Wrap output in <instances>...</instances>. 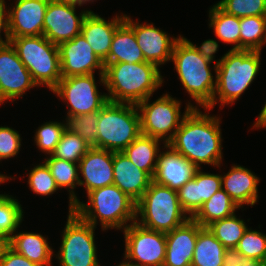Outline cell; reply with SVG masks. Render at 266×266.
I'll return each instance as SVG.
<instances>
[{
    "mask_svg": "<svg viewBox=\"0 0 266 266\" xmlns=\"http://www.w3.org/2000/svg\"><path fill=\"white\" fill-rule=\"evenodd\" d=\"M219 124L220 118L210 116L208 113L202 114L200 109L192 108L184 116L168 145L198 169L202 163L220 167L222 139Z\"/></svg>",
    "mask_w": 266,
    "mask_h": 266,
    "instance_id": "1",
    "label": "cell"
},
{
    "mask_svg": "<svg viewBox=\"0 0 266 266\" xmlns=\"http://www.w3.org/2000/svg\"><path fill=\"white\" fill-rule=\"evenodd\" d=\"M108 101L138 104L163 83L159 68L149 62L104 64Z\"/></svg>",
    "mask_w": 266,
    "mask_h": 266,
    "instance_id": "2",
    "label": "cell"
},
{
    "mask_svg": "<svg viewBox=\"0 0 266 266\" xmlns=\"http://www.w3.org/2000/svg\"><path fill=\"white\" fill-rule=\"evenodd\" d=\"M260 54L261 51L230 49L221 59L215 61L216 88L213 101L206 110L210 111L217 104V99L221 106L238 100L259 72Z\"/></svg>",
    "mask_w": 266,
    "mask_h": 266,
    "instance_id": "3",
    "label": "cell"
},
{
    "mask_svg": "<svg viewBox=\"0 0 266 266\" xmlns=\"http://www.w3.org/2000/svg\"><path fill=\"white\" fill-rule=\"evenodd\" d=\"M87 195L88 204L79 201L74 212L92 226L96 227L99 218L103 231L108 228L124 230L128 221H136V202L116 185L91 190Z\"/></svg>",
    "mask_w": 266,
    "mask_h": 266,
    "instance_id": "4",
    "label": "cell"
},
{
    "mask_svg": "<svg viewBox=\"0 0 266 266\" xmlns=\"http://www.w3.org/2000/svg\"><path fill=\"white\" fill-rule=\"evenodd\" d=\"M171 60L179 79L198 106L204 109L213 101L216 80L210 70V63L187 41L180 37L175 43Z\"/></svg>",
    "mask_w": 266,
    "mask_h": 266,
    "instance_id": "5",
    "label": "cell"
},
{
    "mask_svg": "<svg viewBox=\"0 0 266 266\" xmlns=\"http://www.w3.org/2000/svg\"><path fill=\"white\" fill-rule=\"evenodd\" d=\"M136 218L139 225L162 233H168L186 223L190 217L182 209L177 191L152 181L148 190L136 202Z\"/></svg>",
    "mask_w": 266,
    "mask_h": 266,
    "instance_id": "6",
    "label": "cell"
},
{
    "mask_svg": "<svg viewBox=\"0 0 266 266\" xmlns=\"http://www.w3.org/2000/svg\"><path fill=\"white\" fill-rule=\"evenodd\" d=\"M10 43L37 86L52 90L63 78L58 45L44 35L14 37Z\"/></svg>",
    "mask_w": 266,
    "mask_h": 266,
    "instance_id": "7",
    "label": "cell"
},
{
    "mask_svg": "<svg viewBox=\"0 0 266 266\" xmlns=\"http://www.w3.org/2000/svg\"><path fill=\"white\" fill-rule=\"evenodd\" d=\"M97 148L122 152L140 134L136 104L108 102L99 111Z\"/></svg>",
    "mask_w": 266,
    "mask_h": 266,
    "instance_id": "8",
    "label": "cell"
},
{
    "mask_svg": "<svg viewBox=\"0 0 266 266\" xmlns=\"http://www.w3.org/2000/svg\"><path fill=\"white\" fill-rule=\"evenodd\" d=\"M149 98L136 104L140 117L141 134L162 139L164 145L168 144L180 127L184 116L197 106L188 103L184 114L180 115L181 102L169 94H164L152 103Z\"/></svg>",
    "mask_w": 266,
    "mask_h": 266,
    "instance_id": "9",
    "label": "cell"
},
{
    "mask_svg": "<svg viewBox=\"0 0 266 266\" xmlns=\"http://www.w3.org/2000/svg\"><path fill=\"white\" fill-rule=\"evenodd\" d=\"M95 227L74 211L68 214L58 255L60 266H100L94 239Z\"/></svg>",
    "mask_w": 266,
    "mask_h": 266,
    "instance_id": "10",
    "label": "cell"
},
{
    "mask_svg": "<svg viewBox=\"0 0 266 266\" xmlns=\"http://www.w3.org/2000/svg\"><path fill=\"white\" fill-rule=\"evenodd\" d=\"M123 232L125 238L124 260L137 266H163L166 233L147 229L137 222L130 223Z\"/></svg>",
    "mask_w": 266,
    "mask_h": 266,
    "instance_id": "11",
    "label": "cell"
},
{
    "mask_svg": "<svg viewBox=\"0 0 266 266\" xmlns=\"http://www.w3.org/2000/svg\"><path fill=\"white\" fill-rule=\"evenodd\" d=\"M51 91L69 103L67 116L98 112L109 102L98 93L94 74L62 78Z\"/></svg>",
    "mask_w": 266,
    "mask_h": 266,
    "instance_id": "12",
    "label": "cell"
},
{
    "mask_svg": "<svg viewBox=\"0 0 266 266\" xmlns=\"http://www.w3.org/2000/svg\"><path fill=\"white\" fill-rule=\"evenodd\" d=\"M78 4V5H77ZM83 3L72 0H49L43 23V35L53 44L72 40L80 35L88 10L76 15L75 8Z\"/></svg>",
    "mask_w": 266,
    "mask_h": 266,
    "instance_id": "13",
    "label": "cell"
},
{
    "mask_svg": "<svg viewBox=\"0 0 266 266\" xmlns=\"http://www.w3.org/2000/svg\"><path fill=\"white\" fill-rule=\"evenodd\" d=\"M37 84L10 44L0 46V104L14 100Z\"/></svg>",
    "mask_w": 266,
    "mask_h": 266,
    "instance_id": "14",
    "label": "cell"
},
{
    "mask_svg": "<svg viewBox=\"0 0 266 266\" xmlns=\"http://www.w3.org/2000/svg\"><path fill=\"white\" fill-rule=\"evenodd\" d=\"M58 48L63 78L94 74L96 69H100V82L105 85L104 63L81 34L60 43Z\"/></svg>",
    "mask_w": 266,
    "mask_h": 266,
    "instance_id": "15",
    "label": "cell"
},
{
    "mask_svg": "<svg viewBox=\"0 0 266 266\" xmlns=\"http://www.w3.org/2000/svg\"><path fill=\"white\" fill-rule=\"evenodd\" d=\"M124 21L133 29L137 44L142 50L146 62L161 64L171 60L175 43L180 39L171 38L166 32L155 28L152 24H139L125 15Z\"/></svg>",
    "mask_w": 266,
    "mask_h": 266,
    "instance_id": "16",
    "label": "cell"
},
{
    "mask_svg": "<svg viewBox=\"0 0 266 266\" xmlns=\"http://www.w3.org/2000/svg\"><path fill=\"white\" fill-rule=\"evenodd\" d=\"M8 9L10 37L43 35V23L49 0H16Z\"/></svg>",
    "mask_w": 266,
    "mask_h": 266,
    "instance_id": "17",
    "label": "cell"
},
{
    "mask_svg": "<svg viewBox=\"0 0 266 266\" xmlns=\"http://www.w3.org/2000/svg\"><path fill=\"white\" fill-rule=\"evenodd\" d=\"M164 147L169 150L163 153L160 152L158 155L153 181L178 191L189 180L194 178L198 168L170 145L165 144Z\"/></svg>",
    "mask_w": 266,
    "mask_h": 266,
    "instance_id": "18",
    "label": "cell"
},
{
    "mask_svg": "<svg viewBox=\"0 0 266 266\" xmlns=\"http://www.w3.org/2000/svg\"><path fill=\"white\" fill-rule=\"evenodd\" d=\"M79 186H85L87 193L114 183L113 151L90 147L78 163Z\"/></svg>",
    "mask_w": 266,
    "mask_h": 266,
    "instance_id": "19",
    "label": "cell"
},
{
    "mask_svg": "<svg viewBox=\"0 0 266 266\" xmlns=\"http://www.w3.org/2000/svg\"><path fill=\"white\" fill-rule=\"evenodd\" d=\"M203 227L190 218L183 225L166 233L163 266H191L198 232Z\"/></svg>",
    "mask_w": 266,
    "mask_h": 266,
    "instance_id": "20",
    "label": "cell"
},
{
    "mask_svg": "<svg viewBox=\"0 0 266 266\" xmlns=\"http://www.w3.org/2000/svg\"><path fill=\"white\" fill-rule=\"evenodd\" d=\"M221 188V175L205 173L200 168L196 171L194 178L177 191V195L182 209L192 218L203 206V203Z\"/></svg>",
    "mask_w": 266,
    "mask_h": 266,
    "instance_id": "21",
    "label": "cell"
},
{
    "mask_svg": "<svg viewBox=\"0 0 266 266\" xmlns=\"http://www.w3.org/2000/svg\"><path fill=\"white\" fill-rule=\"evenodd\" d=\"M124 19L125 15L120 17L116 15L111 21H106L90 10L83 21L80 34L86 39L94 53L103 63L109 55L115 31Z\"/></svg>",
    "mask_w": 266,
    "mask_h": 266,
    "instance_id": "22",
    "label": "cell"
},
{
    "mask_svg": "<svg viewBox=\"0 0 266 266\" xmlns=\"http://www.w3.org/2000/svg\"><path fill=\"white\" fill-rule=\"evenodd\" d=\"M114 185L137 202L148 190L153 178L137 168L123 152H113Z\"/></svg>",
    "mask_w": 266,
    "mask_h": 266,
    "instance_id": "23",
    "label": "cell"
},
{
    "mask_svg": "<svg viewBox=\"0 0 266 266\" xmlns=\"http://www.w3.org/2000/svg\"><path fill=\"white\" fill-rule=\"evenodd\" d=\"M222 189L231 197L238 207L243 204L253 206L258 199L260 179L251 170L234 165L226 175H221Z\"/></svg>",
    "mask_w": 266,
    "mask_h": 266,
    "instance_id": "24",
    "label": "cell"
},
{
    "mask_svg": "<svg viewBox=\"0 0 266 266\" xmlns=\"http://www.w3.org/2000/svg\"><path fill=\"white\" fill-rule=\"evenodd\" d=\"M7 245L38 266H51L53 250L47 238L39 233L19 232L7 240Z\"/></svg>",
    "mask_w": 266,
    "mask_h": 266,
    "instance_id": "25",
    "label": "cell"
},
{
    "mask_svg": "<svg viewBox=\"0 0 266 266\" xmlns=\"http://www.w3.org/2000/svg\"><path fill=\"white\" fill-rule=\"evenodd\" d=\"M146 62L133 29L123 21L116 29L104 64Z\"/></svg>",
    "mask_w": 266,
    "mask_h": 266,
    "instance_id": "26",
    "label": "cell"
},
{
    "mask_svg": "<svg viewBox=\"0 0 266 266\" xmlns=\"http://www.w3.org/2000/svg\"><path fill=\"white\" fill-rule=\"evenodd\" d=\"M157 138L140 134L122 152L137 167L154 177L159 155Z\"/></svg>",
    "mask_w": 266,
    "mask_h": 266,
    "instance_id": "27",
    "label": "cell"
},
{
    "mask_svg": "<svg viewBox=\"0 0 266 266\" xmlns=\"http://www.w3.org/2000/svg\"><path fill=\"white\" fill-rule=\"evenodd\" d=\"M231 197L221 188L192 217L202 227H207L212 222L228 218L239 209Z\"/></svg>",
    "mask_w": 266,
    "mask_h": 266,
    "instance_id": "28",
    "label": "cell"
},
{
    "mask_svg": "<svg viewBox=\"0 0 266 266\" xmlns=\"http://www.w3.org/2000/svg\"><path fill=\"white\" fill-rule=\"evenodd\" d=\"M226 248L203 227L198 232L191 266H223Z\"/></svg>",
    "mask_w": 266,
    "mask_h": 266,
    "instance_id": "29",
    "label": "cell"
},
{
    "mask_svg": "<svg viewBox=\"0 0 266 266\" xmlns=\"http://www.w3.org/2000/svg\"><path fill=\"white\" fill-rule=\"evenodd\" d=\"M45 160L58 188L66 187L68 190L70 189L69 213L73 212L74 206L79 202V199L73 191L74 188H76V185H79V180L81 178L78 173V163L55 158L52 155L45 158Z\"/></svg>",
    "mask_w": 266,
    "mask_h": 266,
    "instance_id": "30",
    "label": "cell"
},
{
    "mask_svg": "<svg viewBox=\"0 0 266 266\" xmlns=\"http://www.w3.org/2000/svg\"><path fill=\"white\" fill-rule=\"evenodd\" d=\"M210 27L223 43L235 44L232 50H240V18L224 12L217 4L209 10Z\"/></svg>",
    "mask_w": 266,
    "mask_h": 266,
    "instance_id": "31",
    "label": "cell"
},
{
    "mask_svg": "<svg viewBox=\"0 0 266 266\" xmlns=\"http://www.w3.org/2000/svg\"><path fill=\"white\" fill-rule=\"evenodd\" d=\"M266 43V17L240 18V50L261 51Z\"/></svg>",
    "mask_w": 266,
    "mask_h": 266,
    "instance_id": "32",
    "label": "cell"
},
{
    "mask_svg": "<svg viewBox=\"0 0 266 266\" xmlns=\"http://www.w3.org/2000/svg\"><path fill=\"white\" fill-rule=\"evenodd\" d=\"M207 228L226 249H233L237 247L248 226L234 214L212 222Z\"/></svg>",
    "mask_w": 266,
    "mask_h": 266,
    "instance_id": "33",
    "label": "cell"
},
{
    "mask_svg": "<svg viewBox=\"0 0 266 266\" xmlns=\"http://www.w3.org/2000/svg\"><path fill=\"white\" fill-rule=\"evenodd\" d=\"M99 111L67 116L65 130L78 134L90 147H97Z\"/></svg>",
    "mask_w": 266,
    "mask_h": 266,
    "instance_id": "34",
    "label": "cell"
},
{
    "mask_svg": "<svg viewBox=\"0 0 266 266\" xmlns=\"http://www.w3.org/2000/svg\"><path fill=\"white\" fill-rule=\"evenodd\" d=\"M23 209L17 199L0 194V235L7 240L22 223Z\"/></svg>",
    "mask_w": 266,
    "mask_h": 266,
    "instance_id": "35",
    "label": "cell"
},
{
    "mask_svg": "<svg viewBox=\"0 0 266 266\" xmlns=\"http://www.w3.org/2000/svg\"><path fill=\"white\" fill-rule=\"evenodd\" d=\"M89 148L90 146L78 134L65 130L52 156L79 163Z\"/></svg>",
    "mask_w": 266,
    "mask_h": 266,
    "instance_id": "36",
    "label": "cell"
},
{
    "mask_svg": "<svg viewBox=\"0 0 266 266\" xmlns=\"http://www.w3.org/2000/svg\"><path fill=\"white\" fill-rule=\"evenodd\" d=\"M236 249L246 259L266 261V235L259 230L247 229Z\"/></svg>",
    "mask_w": 266,
    "mask_h": 266,
    "instance_id": "37",
    "label": "cell"
},
{
    "mask_svg": "<svg viewBox=\"0 0 266 266\" xmlns=\"http://www.w3.org/2000/svg\"><path fill=\"white\" fill-rule=\"evenodd\" d=\"M217 5L226 13L236 17H266V0H221Z\"/></svg>",
    "mask_w": 266,
    "mask_h": 266,
    "instance_id": "38",
    "label": "cell"
},
{
    "mask_svg": "<svg viewBox=\"0 0 266 266\" xmlns=\"http://www.w3.org/2000/svg\"><path fill=\"white\" fill-rule=\"evenodd\" d=\"M65 131V124L61 122H46L35 133L37 147L48 155H52Z\"/></svg>",
    "mask_w": 266,
    "mask_h": 266,
    "instance_id": "39",
    "label": "cell"
},
{
    "mask_svg": "<svg viewBox=\"0 0 266 266\" xmlns=\"http://www.w3.org/2000/svg\"><path fill=\"white\" fill-rule=\"evenodd\" d=\"M29 172L28 184L34 193L46 196L53 194L59 189L45 162L35 166Z\"/></svg>",
    "mask_w": 266,
    "mask_h": 266,
    "instance_id": "40",
    "label": "cell"
},
{
    "mask_svg": "<svg viewBox=\"0 0 266 266\" xmlns=\"http://www.w3.org/2000/svg\"><path fill=\"white\" fill-rule=\"evenodd\" d=\"M21 138L18 131L10 127H0V160L14 157L19 153Z\"/></svg>",
    "mask_w": 266,
    "mask_h": 266,
    "instance_id": "41",
    "label": "cell"
},
{
    "mask_svg": "<svg viewBox=\"0 0 266 266\" xmlns=\"http://www.w3.org/2000/svg\"><path fill=\"white\" fill-rule=\"evenodd\" d=\"M0 266H38V265L29 261L23 255L18 254L7 245L2 252L0 258Z\"/></svg>",
    "mask_w": 266,
    "mask_h": 266,
    "instance_id": "42",
    "label": "cell"
},
{
    "mask_svg": "<svg viewBox=\"0 0 266 266\" xmlns=\"http://www.w3.org/2000/svg\"><path fill=\"white\" fill-rule=\"evenodd\" d=\"M4 31L5 39L1 38V31ZM10 33H9V17L7 7L5 6V0H0V46L10 44Z\"/></svg>",
    "mask_w": 266,
    "mask_h": 266,
    "instance_id": "43",
    "label": "cell"
},
{
    "mask_svg": "<svg viewBox=\"0 0 266 266\" xmlns=\"http://www.w3.org/2000/svg\"><path fill=\"white\" fill-rule=\"evenodd\" d=\"M195 50H197L205 59L213 62L214 54L216 53L219 45L216 40L208 39L202 43L201 46L194 45L191 41L187 40Z\"/></svg>",
    "mask_w": 266,
    "mask_h": 266,
    "instance_id": "44",
    "label": "cell"
},
{
    "mask_svg": "<svg viewBox=\"0 0 266 266\" xmlns=\"http://www.w3.org/2000/svg\"><path fill=\"white\" fill-rule=\"evenodd\" d=\"M246 258L236 249H226L224 253L223 266H242Z\"/></svg>",
    "mask_w": 266,
    "mask_h": 266,
    "instance_id": "45",
    "label": "cell"
},
{
    "mask_svg": "<svg viewBox=\"0 0 266 266\" xmlns=\"http://www.w3.org/2000/svg\"><path fill=\"white\" fill-rule=\"evenodd\" d=\"M255 128H266V102L264 107L262 108L258 118L256 119V122L254 123Z\"/></svg>",
    "mask_w": 266,
    "mask_h": 266,
    "instance_id": "46",
    "label": "cell"
},
{
    "mask_svg": "<svg viewBox=\"0 0 266 266\" xmlns=\"http://www.w3.org/2000/svg\"><path fill=\"white\" fill-rule=\"evenodd\" d=\"M242 266H266V261L246 259L245 263Z\"/></svg>",
    "mask_w": 266,
    "mask_h": 266,
    "instance_id": "47",
    "label": "cell"
},
{
    "mask_svg": "<svg viewBox=\"0 0 266 266\" xmlns=\"http://www.w3.org/2000/svg\"><path fill=\"white\" fill-rule=\"evenodd\" d=\"M6 246H7V239L4 236L0 235V258Z\"/></svg>",
    "mask_w": 266,
    "mask_h": 266,
    "instance_id": "48",
    "label": "cell"
},
{
    "mask_svg": "<svg viewBox=\"0 0 266 266\" xmlns=\"http://www.w3.org/2000/svg\"><path fill=\"white\" fill-rule=\"evenodd\" d=\"M117 266H137V265L132 264V263H130V262H128V261H124V262L120 263V264L117 265Z\"/></svg>",
    "mask_w": 266,
    "mask_h": 266,
    "instance_id": "49",
    "label": "cell"
},
{
    "mask_svg": "<svg viewBox=\"0 0 266 266\" xmlns=\"http://www.w3.org/2000/svg\"><path fill=\"white\" fill-rule=\"evenodd\" d=\"M8 179H10L8 176H5L3 174H0V183H4L5 181H7Z\"/></svg>",
    "mask_w": 266,
    "mask_h": 266,
    "instance_id": "50",
    "label": "cell"
},
{
    "mask_svg": "<svg viewBox=\"0 0 266 266\" xmlns=\"http://www.w3.org/2000/svg\"><path fill=\"white\" fill-rule=\"evenodd\" d=\"M72 1L80 2V3H83V4H85L87 2H90V1L93 2V0H72Z\"/></svg>",
    "mask_w": 266,
    "mask_h": 266,
    "instance_id": "51",
    "label": "cell"
}]
</instances>
